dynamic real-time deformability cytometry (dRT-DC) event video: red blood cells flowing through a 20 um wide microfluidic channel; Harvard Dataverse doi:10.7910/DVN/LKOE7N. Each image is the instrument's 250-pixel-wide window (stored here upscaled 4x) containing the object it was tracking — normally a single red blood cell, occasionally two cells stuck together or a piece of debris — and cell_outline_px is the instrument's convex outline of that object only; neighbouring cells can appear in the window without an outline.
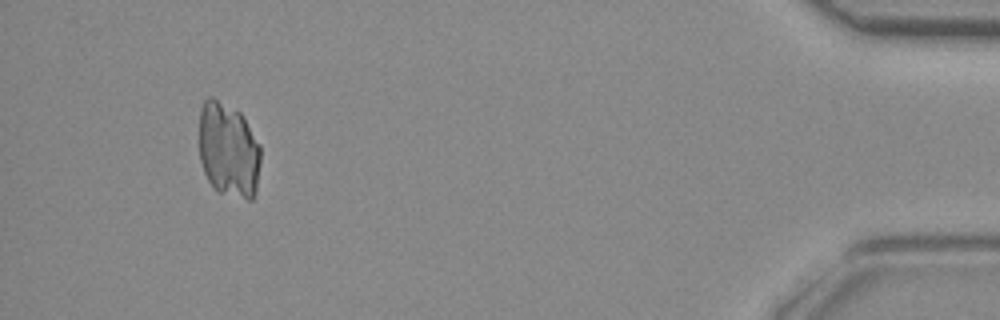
{"species": "common noctule bat (a hibernating species)", "species_latin": "Nyctalus noctula", "temperature_condition": "room temperature", "stored_images_in_passage": 33, "camera_frame_rate_fps": 3000, "um_per_image_px": 0.085, "animal": {"sex": "female", "body_mass_g": 29.2, "forearm_length_mm": 56.3}, "frame": {"image": 1, "passage_image": 30, "time_ms": 9.667, "image_size_px": [1000, 320], "cell_outline_px": [[260, 160], [256, 192], [252, 200], [248, 200], [216, 192], [208, 180], [204, 172], [200, 160], [200, 108], [204, 100], [208, 96], [212, 96], [240, 112], [260, 144]], "centroid_in_image_um": [19.42, 12.76], "position_along_channel_um": 415.8, "area_um2": 34.33}}